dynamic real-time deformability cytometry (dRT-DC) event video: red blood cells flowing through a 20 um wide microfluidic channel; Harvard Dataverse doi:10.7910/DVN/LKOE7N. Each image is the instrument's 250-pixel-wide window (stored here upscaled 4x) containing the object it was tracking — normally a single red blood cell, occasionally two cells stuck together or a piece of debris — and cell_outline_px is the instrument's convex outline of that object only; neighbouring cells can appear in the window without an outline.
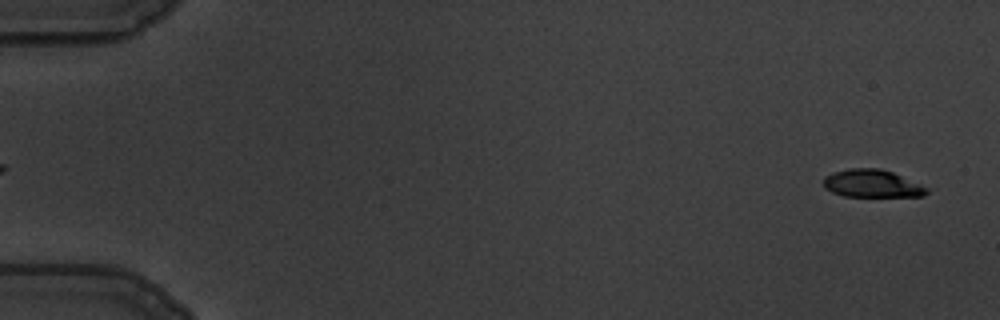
{"species": "common noctule bat (a hibernating species)", "species_latin": "Nyctalus noctula", "temperature_condition": "warm", "stored_images_in_passage": 60, "camera_frame_rate_fps": 3000, "um_per_image_px": 0.085, "animal": {"sex": "male", "body_mass_g": 19.5, "forearm_length_mm": 54.6}, "frame": {"image": 1, "passage_image": 3, "time_ms": 0.667, "image_size_px": [1000, 320], "cell_outline_px": [[928, 192], [924, 196], [844, 196], [832, 192], [824, 188], [824, 176], [832, 172], [848, 168], [880, 168], [892, 172], [920, 184], [928, 188]], "centroid_in_image_um": [74.09, 15.59], "position_along_channel_um": 10.9, "area_um2": 16.65}}
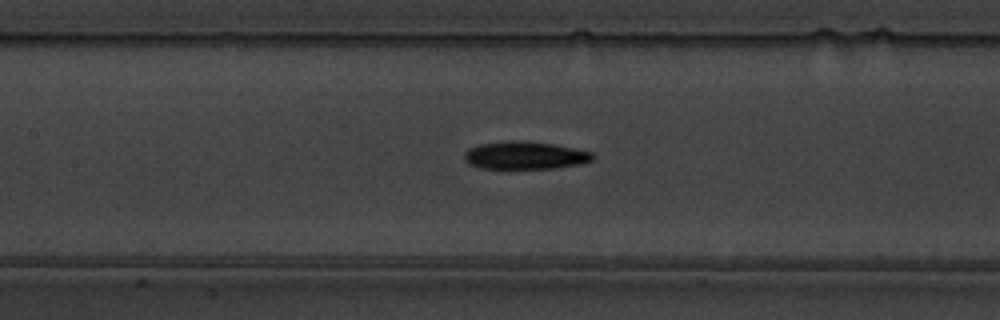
{"frame": {"image": 2, "passage_image": 29, "time_ms": 9.333, "image_size_px": [1000, 320], "cell_outline_px": [[596, 156], [592, 160], [580, 164], [556, 168], [480, 168], [468, 164], [464, 160], [464, 152], [468, 148], [480, 144], [512, 140], [520, 140], [552, 144], [592, 152]], "centroid_in_image_um": [44.59, 13.21], "position_along_channel_um": 162.8, "area_um2": 20.75}}
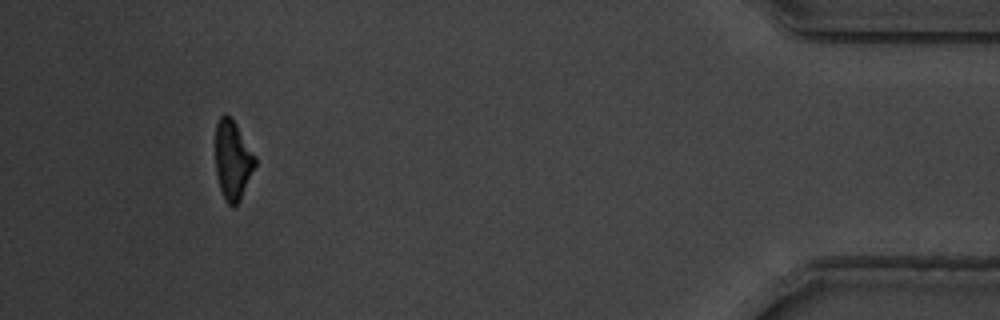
{"frame": {"image": 3, "passage_image": 56, "time_ms": 18.333, "image_size_px": [1000, 320], "cell_outline_px": [[256, 164], [240, 200], [232, 208], [224, 200], [220, 188], [216, 172], [216, 124], [220, 116], [224, 112], [232, 116], [256, 156]], "centroid_in_image_um": [19.78, 13.57], "position_along_channel_um": 415.4, "area_um2": 18.5}, "authors_computed_cell_mechanics": {"area_um2": 19.7387, "velocity_mm_per_s": 3.4752, "shape_relaxation_time_tau1_ms": 4.3141, "shape_relaxation_time_tau2_ms": 8.7523, "deformation_change_tau1": 0.1911, "deformation_change_tau2": 0.1422}}